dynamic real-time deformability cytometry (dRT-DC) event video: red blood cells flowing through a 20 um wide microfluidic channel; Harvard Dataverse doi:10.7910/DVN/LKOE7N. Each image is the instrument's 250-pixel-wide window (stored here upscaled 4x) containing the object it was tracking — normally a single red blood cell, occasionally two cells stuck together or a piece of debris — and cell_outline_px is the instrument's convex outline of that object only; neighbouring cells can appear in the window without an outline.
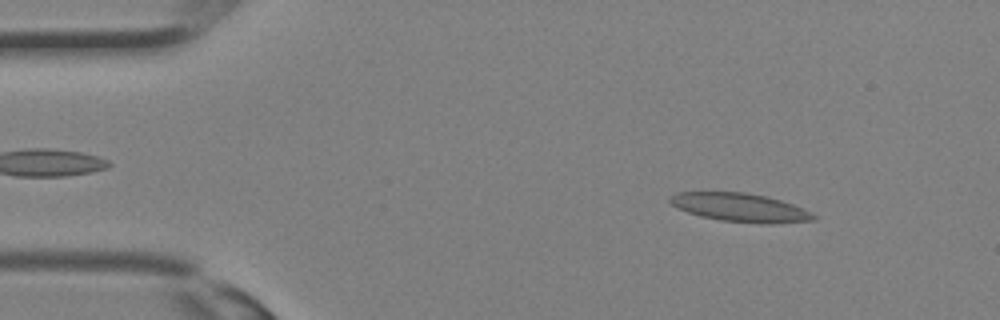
{"species": "Egyptian fruit bat (a non-hibernating species)", "species_latin": "Rousettus aegyptiacus", "temperature_condition": "room temperature", "stored_images_in_passage": 31, "camera_frame_rate_fps": 3000, "um_per_image_px": 0.085, "animal": {"sex": "female"}, "frame": {"image": 1, "passage_image": 3, "time_ms": 0.667, "image_size_px": [1000, 320], "cell_outline_px": [[816, 220], [772, 224], [760, 224], [720, 220], [700, 216], [688, 212], [672, 204], [668, 200], [668, 196], [676, 192], [744, 192], [768, 196], [804, 208], [816, 216]], "centroid_in_image_um": [62.93, 17.64], "position_along_channel_um": 22.1, "area_um2": 23.99}}
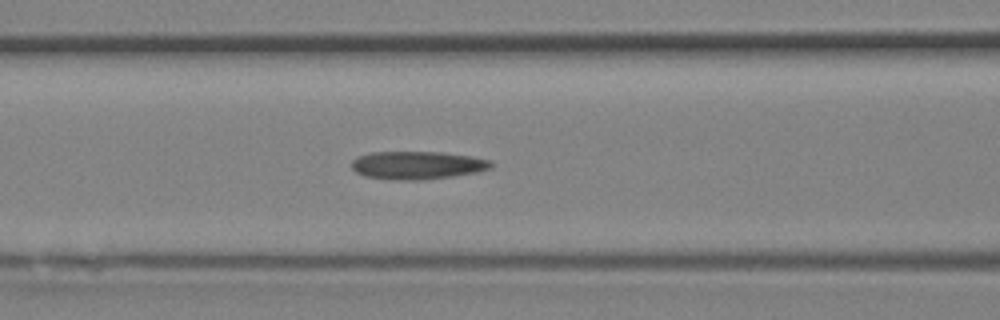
{"frame": {"image": 2, "passage_image": 12, "time_ms": 3.667, "image_size_px": [1000, 320], "cell_outline_px": [[492, 168], [476, 172], [452, 176], [420, 180], [400, 180], [364, 176], [356, 172], [352, 168], [352, 160], [356, 156], [372, 152], [440, 152], [472, 156], [492, 160]], "centroid_in_image_um": [35.47, 14.03], "position_along_channel_um": 131.1, "area_um2": 22.77}}
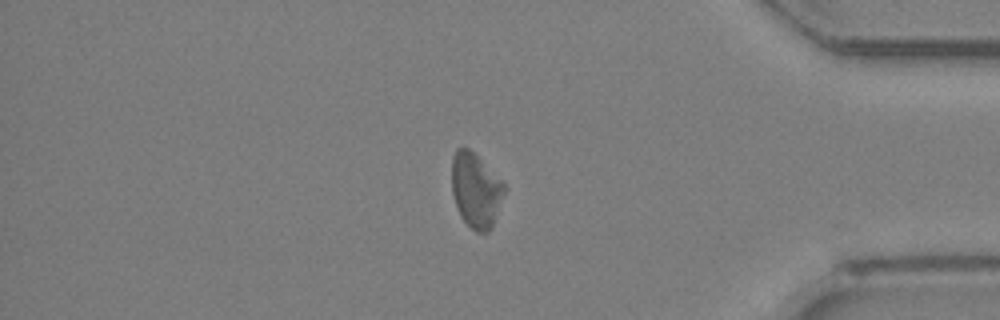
{"frame": {"image": 3, "passage_image": 26, "time_ms": 8.333, "image_size_px": [1000, 320], "cell_outline_px": [[504, 192], [492, 224], [488, 232], [476, 232], [460, 216], [452, 192], [452, 156], [456, 148], [468, 148], [504, 184]], "centroid_in_image_um": [40.4, 16.17], "position_along_channel_um": 394.8, "area_um2": 22.02}}